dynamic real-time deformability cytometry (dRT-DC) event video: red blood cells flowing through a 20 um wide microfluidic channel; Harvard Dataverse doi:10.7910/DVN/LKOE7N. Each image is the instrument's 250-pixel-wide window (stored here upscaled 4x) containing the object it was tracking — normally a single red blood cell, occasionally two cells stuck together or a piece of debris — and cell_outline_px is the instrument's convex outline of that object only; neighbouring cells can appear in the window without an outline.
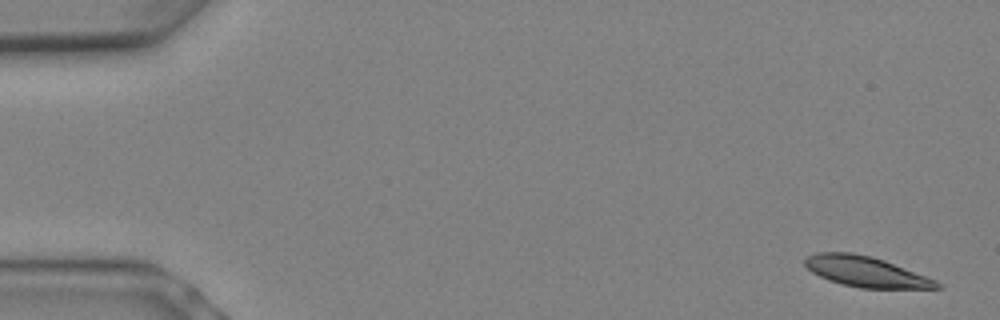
{"species": "Egyptian fruit bat (a non-hibernating species)", "species_latin": "Rousettus aegyptiacus", "temperature_condition": "warm", "stored_images_in_passage": 8, "camera_frame_rate_fps": 3000, "um_per_image_px": 0.085, "animal": {"sex": "female"}, "frame": {"image": 1, "passage_image": 1, "time_ms": 0.0, "image_size_px": [1000, 320], "cell_outline_px": [[944, 288], [860, 288], [840, 284], [828, 280], [812, 272], [804, 264], [804, 260], [808, 256], [816, 252], [852, 252], [872, 256], [884, 260], [936, 280]], "centroid_in_image_um": [73.57, 23.09], "position_along_channel_um": 11.4, "area_um2": 23.35}}
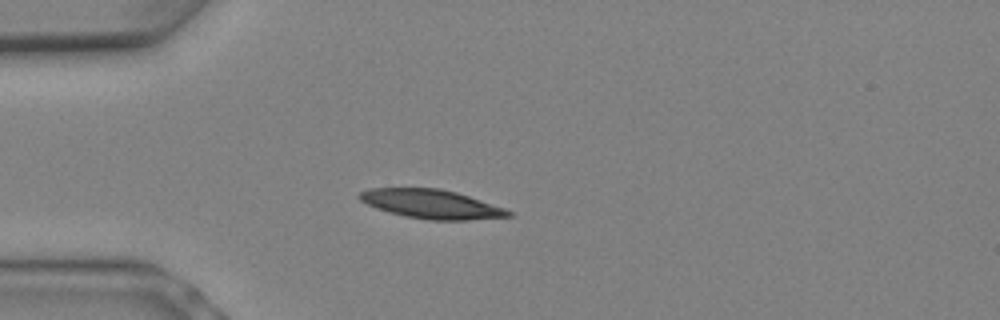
{"frame": {"image": 2, "passage_image": 6, "time_ms": 1.667, "image_size_px": [1000, 320], "cell_outline_px": [[512, 216], [468, 220], [428, 220], [404, 216], [376, 208], [360, 200], [356, 196], [360, 192], [368, 188], [440, 188], [456, 192], [504, 208], [512, 212]], "centroid_in_image_um": [36.63, 17.34], "position_along_channel_um": 48.4, "area_um2": 25.03}}
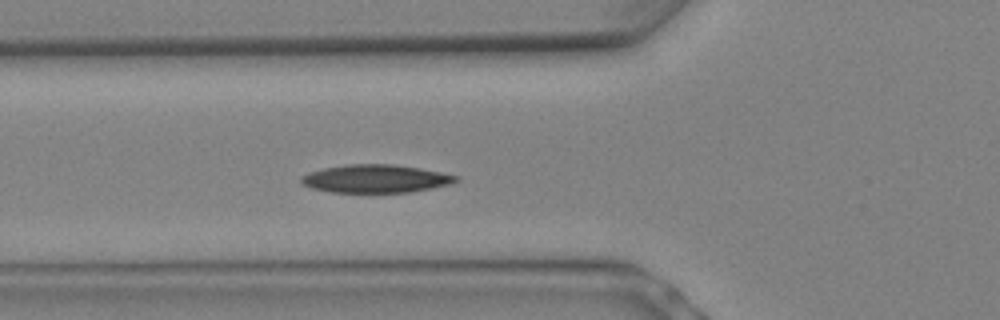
{"frame": {"image": 3, "passage_image": 8, "time_ms": 2.333, "image_size_px": [1000, 320], "cell_outline_px": [[460, 180], [448, 184], [432, 188], [408, 192], [328, 192], [312, 188], [304, 184], [300, 180], [308, 172], [324, 168], [344, 164], [392, 164], [420, 168], [460, 176]], "centroid_in_image_um": [31.94, 15.18], "position_along_channel_um": 93.9, "area_um2": 25.2}}